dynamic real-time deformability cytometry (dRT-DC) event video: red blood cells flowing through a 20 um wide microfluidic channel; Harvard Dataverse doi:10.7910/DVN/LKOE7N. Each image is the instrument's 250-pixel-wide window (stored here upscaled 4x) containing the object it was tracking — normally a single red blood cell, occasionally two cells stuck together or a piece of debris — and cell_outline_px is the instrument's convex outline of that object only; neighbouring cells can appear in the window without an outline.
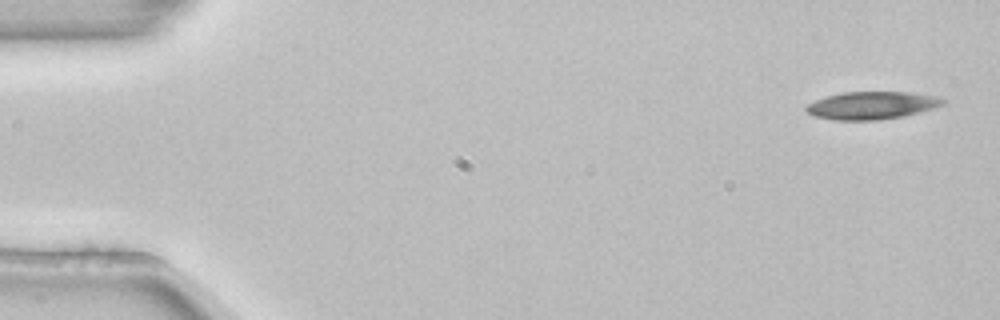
{"species": "common noctule bat (a hibernating species)", "species_latin": "Nyctalus noctula", "temperature_condition": "room temperature", "stored_images_in_passage": 3, "camera_frame_rate_fps": 3000, "um_per_image_px": 0.085, "animal": {"sex": "female", "body_mass_g": 22.7, "forearm_length_mm": 54.2}, "frame": {"image": 1, "passage_image": 1, "time_ms": 0.0, "image_size_px": [1000, 320], "cell_outline_px": [[948, 100], [944, 104], [932, 108], [904, 116], [876, 120], [832, 120], [812, 116], [804, 108], [808, 104], [816, 100], [828, 96], [844, 92], [908, 92], [936, 96]], "centroid_in_image_um": [74.09, 8.96], "position_along_channel_um": 10.9, "area_um2": 21.96}}
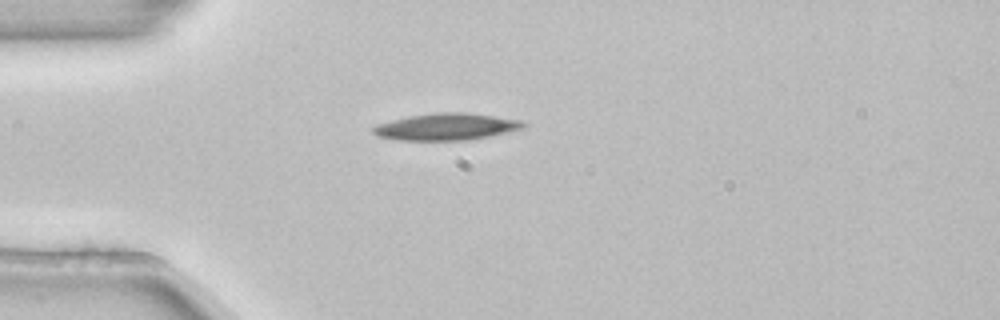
{"frame": {"image": 2, "passage_image": 3, "time_ms": 0.667, "image_size_px": [1000, 320], "cell_outline_px": [[528, 124], [524, 128], [508, 132], [468, 140], [396, 140], [376, 136], [372, 132], [372, 128], [380, 124], [392, 120], [408, 116], [436, 112], [468, 112], [520, 120]], "centroid_in_image_um": [37.95, 10.77], "position_along_channel_um": 47.1, "area_um2": 23.52}}